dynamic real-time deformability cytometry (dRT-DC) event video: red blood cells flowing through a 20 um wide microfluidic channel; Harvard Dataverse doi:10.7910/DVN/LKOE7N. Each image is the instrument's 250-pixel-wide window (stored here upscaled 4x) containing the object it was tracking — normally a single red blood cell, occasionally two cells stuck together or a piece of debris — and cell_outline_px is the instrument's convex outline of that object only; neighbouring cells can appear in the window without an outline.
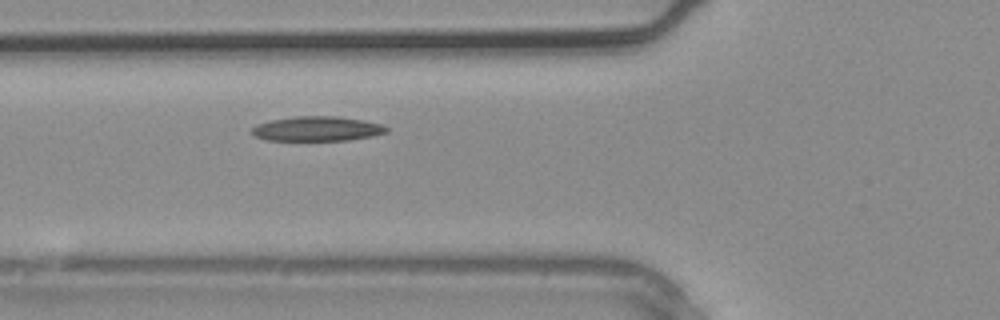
{"species": "common noctule bat (a hibernating species)", "species_latin": "Nyctalus noctula", "temperature_condition": "warm", "stored_images_in_passage": 4, "camera_frame_rate_fps": 3000, "um_per_image_px": 0.085, "animal": {"sex": "male", "body_mass_g": 20.4}, "frame": {"image": 1, "passage_image": 4, "time_ms": 1.0, "image_size_px": [1000, 320], "cell_outline_px": [[388, 132], [372, 136], [348, 140], [268, 140], [252, 136], [252, 128], [256, 124], [272, 120], [296, 116], [336, 116], [364, 120], [380, 124], [388, 128]], "centroid_in_image_um": [26.94, 10.94], "position_along_channel_um": 98.9, "area_um2": 19.31}}